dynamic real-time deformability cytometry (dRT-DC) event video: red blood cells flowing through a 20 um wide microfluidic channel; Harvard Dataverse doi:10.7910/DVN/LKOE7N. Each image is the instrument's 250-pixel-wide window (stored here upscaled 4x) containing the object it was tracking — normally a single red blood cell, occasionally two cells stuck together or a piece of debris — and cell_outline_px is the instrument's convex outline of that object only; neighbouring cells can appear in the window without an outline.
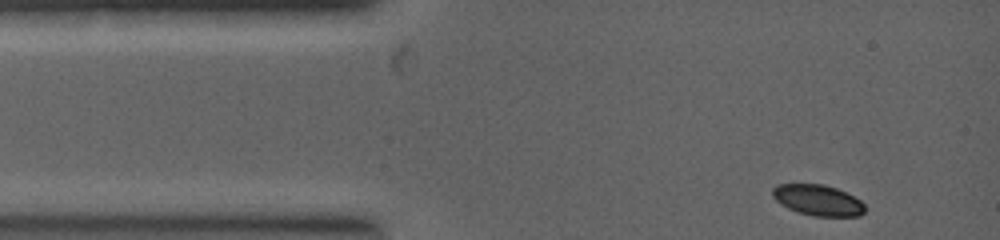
{"species": "common noctule bat (a hibernating species)", "species_latin": "Nyctalus noctula", "temperature_condition": "warm", "stored_images_in_passage": 13, "camera_frame_rate_fps": 5000, "um_per_image_px": 0.085, "animal": {"sex": "female", "body_mass_g": 19.0, "forearm_length_mm": 53.3}, "frame": {"image": 1, "passage_image": 1, "time_ms": 0.0, "image_size_px": [1000, 240], "cell_outline_px": [[864, 212], [860, 216], [812, 216], [788, 208], [780, 204], [772, 196], [772, 188], [776, 184], [824, 184], [836, 188], [860, 200], [864, 204]], "centroid_in_image_um": [69.49, 17.01], "position_along_channel_um": 15.5, "area_um2": 16.53}}
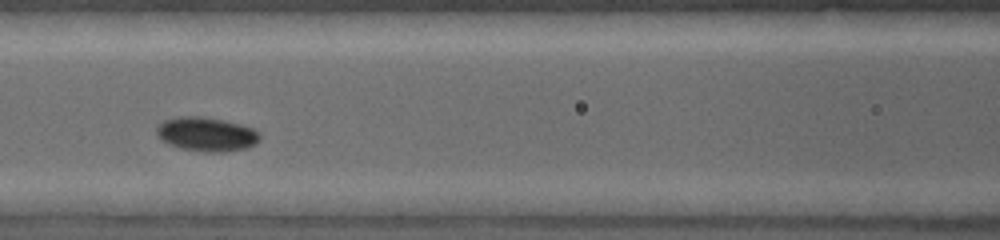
{"frame": {"image": 2, "passage_image": 6, "time_ms": 2.8, "image_size_px": [1000, 240], "cell_outline_px": [[260, 140], [256, 144], [248, 148], [224, 152], [204, 152], [180, 148], [168, 144], [156, 136], [156, 124], [164, 120], [180, 116], [200, 116], [224, 120], [240, 124], [252, 128], [260, 132]], "centroid_in_image_um": [17.54, 11.41], "position_along_channel_um": 149.1, "area_um2": 20.87}}
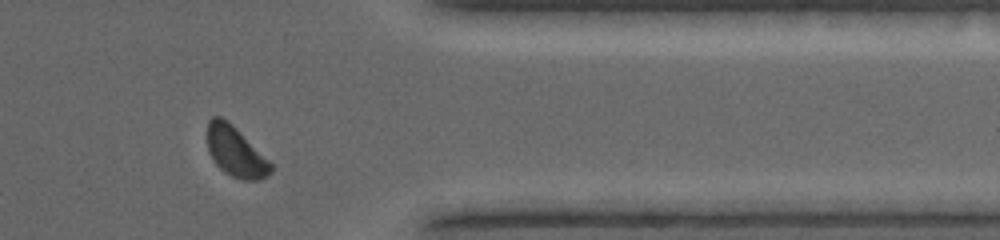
{"frame": {"image": 3, "passage_image": 12, "time_ms": 6.6, "image_size_px": [1000, 240], "cell_outline_px": [[272, 172], [268, 176], [260, 180], [244, 180], [232, 176], [224, 172], [212, 160], [208, 152], [208, 120], [212, 116], [220, 116], [228, 120], [272, 164]], "centroid_in_image_um": [20.01, 12.9], "position_along_channel_um": 391.4, "area_um2": 18.44}}